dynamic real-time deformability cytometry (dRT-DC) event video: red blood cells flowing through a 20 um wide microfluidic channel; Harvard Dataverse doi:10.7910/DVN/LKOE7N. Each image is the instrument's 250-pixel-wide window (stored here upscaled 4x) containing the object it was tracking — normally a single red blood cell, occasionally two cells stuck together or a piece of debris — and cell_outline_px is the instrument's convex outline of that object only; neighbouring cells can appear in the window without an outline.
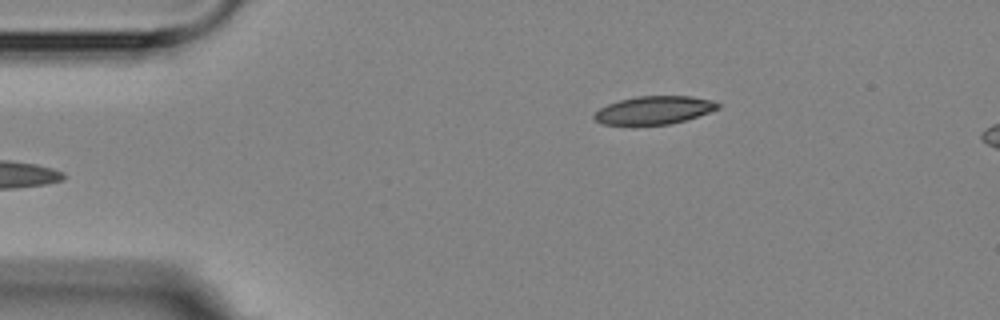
{"species": "Egyptian fruit bat (a non-hibernating species)", "species_latin": "Rousettus aegyptiacus", "temperature_condition": "room temperature", "stored_images_in_passage": 3, "camera_frame_rate_fps": 3000, "um_per_image_px": 0.085, "animal": {"sex": "female"}, "frame": {"image": 1, "passage_image": 1, "time_ms": 0.0, "image_size_px": [1000, 320], "cell_outline_px": [[720, 108], [684, 120], [668, 124], [632, 128], [604, 124], [596, 120], [592, 116], [600, 108], [608, 104], [620, 100], [636, 96], [692, 96], [712, 100], [720, 104]], "centroid_in_image_um": [55.53, 9.4], "position_along_channel_um": 29.5, "area_um2": 20.81}}